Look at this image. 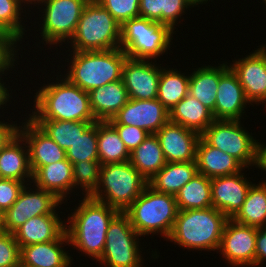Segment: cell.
I'll return each mask as SVG.
<instances>
[{
	"label": "cell",
	"instance_id": "1",
	"mask_svg": "<svg viewBox=\"0 0 266 267\" xmlns=\"http://www.w3.org/2000/svg\"><path fill=\"white\" fill-rule=\"evenodd\" d=\"M57 66L56 72L55 69L54 71L51 69L50 75L41 69V72L43 71L42 76L45 74L46 78L50 77L52 73L57 74L50 79L48 78L49 81L46 79L47 83L42 81L44 83L38 87L39 89L32 90L35 91L34 95L29 97V101L30 98H33L34 103L31 106L32 109L30 108L32 113L28 111L27 114L24 111L25 114L31 120L97 122L90 108L89 93L61 75V65L57 64ZM58 70L59 72H57Z\"/></svg>",
	"mask_w": 266,
	"mask_h": 267
},
{
	"label": "cell",
	"instance_id": "42",
	"mask_svg": "<svg viewBox=\"0 0 266 267\" xmlns=\"http://www.w3.org/2000/svg\"><path fill=\"white\" fill-rule=\"evenodd\" d=\"M0 267H20V247L13 233L0 231Z\"/></svg>",
	"mask_w": 266,
	"mask_h": 267
},
{
	"label": "cell",
	"instance_id": "46",
	"mask_svg": "<svg viewBox=\"0 0 266 267\" xmlns=\"http://www.w3.org/2000/svg\"><path fill=\"white\" fill-rule=\"evenodd\" d=\"M11 114L8 116L7 119H3L0 117V150L11 140L19 131V124L15 120V118H9ZM10 119V120H9ZM14 119L15 121H12ZM8 121V122H7ZM12 121V122H11ZM16 122V123H15Z\"/></svg>",
	"mask_w": 266,
	"mask_h": 267
},
{
	"label": "cell",
	"instance_id": "11",
	"mask_svg": "<svg viewBox=\"0 0 266 267\" xmlns=\"http://www.w3.org/2000/svg\"><path fill=\"white\" fill-rule=\"evenodd\" d=\"M242 120H214L201 137L210 145L233 156L245 168L253 169L255 163V135L247 130Z\"/></svg>",
	"mask_w": 266,
	"mask_h": 267
},
{
	"label": "cell",
	"instance_id": "17",
	"mask_svg": "<svg viewBox=\"0 0 266 267\" xmlns=\"http://www.w3.org/2000/svg\"><path fill=\"white\" fill-rule=\"evenodd\" d=\"M19 125L18 133L24 138L29 153V163L34 174L40 167L66 160V151L59 147L27 115Z\"/></svg>",
	"mask_w": 266,
	"mask_h": 267
},
{
	"label": "cell",
	"instance_id": "27",
	"mask_svg": "<svg viewBox=\"0 0 266 267\" xmlns=\"http://www.w3.org/2000/svg\"><path fill=\"white\" fill-rule=\"evenodd\" d=\"M196 163L198 173L208 178L234 175L245 168L233 156L210 146L202 137L197 144Z\"/></svg>",
	"mask_w": 266,
	"mask_h": 267
},
{
	"label": "cell",
	"instance_id": "51",
	"mask_svg": "<svg viewBox=\"0 0 266 267\" xmlns=\"http://www.w3.org/2000/svg\"><path fill=\"white\" fill-rule=\"evenodd\" d=\"M193 1L198 5V9H199V6H200V5H202V4H203V5H204V4L206 5V3H207L208 1H209V2L211 1V2H212L213 0H193Z\"/></svg>",
	"mask_w": 266,
	"mask_h": 267
},
{
	"label": "cell",
	"instance_id": "9",
	"mask_svg": "<svg viewBox=\"0 0 266 267\" xmlns=\"http://www.w3.org/2000/svg\"><path fill=\"white\" fill-rule=\"evenodd\" d=\"M148 181L129 161L101 166L99 184L90 195L118 212H125L143 192Z\"/></svg>",
	"mask_w": 266,
	"mask_h": 267
},
{
	"label": "cell",
	"instance_id": "48",
	"mask_svg": "<svg viewBox=\"0 0 266 267\" xmlns=\"http://www.w3.org/2000/svg\"><path fill=\"white\" fill-rule=\"evenodd\" d=\"M4 76H7V75H0V109L2 110V112H0V117L2 116L3 118L5 116L4 114L8 112V111L4 112L5 109L3 108H9L8 106L12 103L11 99L14 100L13 98L14 94L12 93V91L14 92L16 91L15 89L14 90L11 89L12 86H10L9 84H6V81H9V80L7 77H4ZM3 79H5V82Z\"/></svg>",
	"mask_w": 266,
	"mask_h": 267
},
{
	"label": "cell",
	"instance_id": "15",
	"mask_svg": "<svg viewBox=\"0 0 266 267\" xmlns=\"http://www.w3.org/2000/svg\"><path fill=\"white\" fill-rule=\"evenodd\" d=\"M169 121V111L156 98L129 99L108 122L111 125H129L156 134Z\"/></svg>",
	"mask_w": 266,
	"mask_h": 267
},
{
	"label": "cell",
	"instance_id": "22",
	"mask_svg": "<svg viewBox=\"0 0 266 267\" xmlns=\"http://www.w3.org/2000/svg\"><path fill=\"white\" fill-rule=\"evenodd\" d=\"M60 217L59 214H45L27 220L13 232L19 247L58 239L66 231V219Z\"/></svg>",
	"mask_w": 266,
	"mask_h": 267
},
{
	"label": "cell",
	"instance_id": "36",
	"mask_svg": "<svg viewBox=\"0 0 266 267\" xmlns=\"http://www.w3.org/2000/svg\"><path fill=\"white\" fill-rule=\"evenodd\" d=\"M59 147L67 151L72 144L95 122L32 120Z\"/></svg>",
	"mask_w": 266,
	"mask_h": 267
},
{
	"label": "cell",
	"instance_id": "29",
	"mask_svg": "<svg viewBox=\"0 0 266 267\" xmlns=\"http://www.w3.org/2000/svg\"><path fill=\"white\" fill-rule=\"evenodd\" d=\"M212 112L199 100L187 95L169 111V121L201 134L214 121Z\"/></svg>",
	"mask_w": 266,
	"mask_h": 267
},
{
	"label": "cell",
	"instance_id": "50",
	"mask_svg": "<svg viewBox=\"0 0 266 267\" xmlns=\"http://www.w3.org/2000/svg\"><path fill=\"white\" fill-rule=\"evenodd\" d=\"M29 7H31V9H33L32 8V5L34 6L38 1H40V0H23ZM31 5V6H30Z\"/></svg>",
	"mask_w": 266,
	"mask_h": 267
},
{
	"label": "cell",
	"instance_id": "19",
	"mask_svg": "<svg viewBox=\"0 0 266 267\" xmlns=\"http://www.w3.org/2000/svg\"><path fill=\"white\" fill-rule=\"evenodd\" d=\"M166 162L196 161L198 132L168 121L157 133Z\"/></svg>",
	"mask_w": 266,
	"mask_h": 267
},
{
	"label": "cell",
	"instance_id": "4",
	"mask_svg": "<svg viewBox=\"0 0 266 267\" xmlns=\"http://www.w3.org/2000/svg\"><path fill=\"white\" fill-rule=\"evenodd\" d=\"M228 218L216 208L178 210L171 235L166 240L191 251H218Z\"/></svg>",
	"mask_w": 266,
	"mask_h": 267
},
{
	"label": "cell",
	"instance_id": "26",
	"mask_svg": "<svg viewBox=\"0 0 266 267\" xmlns=\"http://www.w3.org/2000/svg\"><path fill=\"white\" fill-rule=\"evenodd\" d=\"M90 108L97 122L111 120L129 100L123 80L107 83L91 90Z\"/></svg>",
	"mask_w": 266,
	"mask_h": 267
},
{
	"label": "cell",
	"instance_id": "37",
	"mask_svg": "<svg viewBox=\"0 0 266 267\" xmlns=\"http://www.w3.org/2000/svg\"><path fill=\"white\" fill-rule=\"evenodd\" d=\"M68 161H98V122L93 123L66 151Z\"/></svg>",
	"mask_w": 266,
	"mask_h": 267
},
{
	"label": "cell",
	"instance_id": "25",
	"mask_svg": "<svg viewBox=\"0 0 266 267\" xmlns=\"http://www.w3.org/2000/svg\"><path fill=\"white\" fill-rule=\"evenodd\" d=\"M222 63V64H221ZM221 63L203 64L190 72L188 94L199 100L213 114L220 77L230 68L225 60Z\"/></svg>",
	"mask_w": 266,
	"mask_h": 267
},
{
	"label": "cell",
	"instance_id": "5",
	"mask_svg": "<svg viewBox=\"0 0 266 267\" xmlns=\"http://www.w3.org/2000/svg\"><path fill=\"white\" fill-rule=\"evenodd\" d=\"M89 2V0H40L38 1L33 8L39 9V14L37 21H31V25L34 26L36 23L40 24L38 25L40 28H38L40 33L36 34L34 37L39 41L35 42L31 49L36 48L39 49V51L44 50V47L40 46L41 43L46 45H49V50H52L53 47L56 51H58L56 48L59 46L60 51L57 52L59 56H63L64 53L61 52L63 45L67 44L70 39L74 36L79 19L81 17V14L83 12L84 7ZM38 5V6H37ZM37 8H36V7ZM41 6V7H40ZM41 16V17H40ZM33 22V23H32ZM37 35L42 38L41 40ZM38 43V44H36ZM65 43V44H64ZM36 45V47H35ZM55 45V46H54ZM39 47V48H37ZM41 47V48H40ZM43 48V49H42ZM41 49V50H40ZM61 53V54H60Z\"/></svg>",
	"mask_w": 266,
	"mask_h": 267
},
{
	"label": "cell",
	"instance_id": "10",
	"mask_svg": "<svg viewBox=\"0 0 266 267\" xmlns=\"http://www.w3.org/2000/svg\"><path fill=\"white\" fill-rule=\"evenodd\" d=\"M143 239L132 227L128 215L119 212L109 224L98 264L102 267H144V247L140 242Z\"/></svg>",
	"mask_w": 266,
	"mask_h": 267
},
{
	"label": "cell",
	"instance_id": "44",
	"mask_svg": "<svg viewBox=\"0 0 266 267\" xmlns=\"http://www.w3.org/2000/svg\"><path fill=\"white\" fill-rule=\"evenodd\" d=\"M118 132L120 139L126 149L131 153L136 149L150 134L135 126L129 125H112Z\"/></svg>",
	"mask_w": 266,
	"mask_h": 267
},
{
	"label": "cell",
	"instance_id": "45",
	"mask_svg": "<svg viewBox=\"0 0 266 267\" xmlns=\"http://www.w3.org/2000/svg\"><path fill=\"white\" fill-rule=\"evenodd\" d=\"M140 17L161 23L162 0H139Z\"/></svg>",
	"mask_w": 266,
	"mask_h": 267
},
{
	"label": "cell",
	"instance_id": "28",
	"mask_svg": "<svg viewBox=\"0 0 266 267\" xmlns=\"http://www.w3.org/2000/svg\"><path fill=\"white\" fill-rule=\"evenodd\" d=\"M198 173L196 161L166 162L148 185L155 191L175 196Z\"/></svg>",
	"mask_w": 266,
	"mask_h": 267
},
{
	"label": "cell",
	"instance_id": "33",
	"mask_svg": "<svg viewBox=\"0 0 266 267\" xmlns=\"http://www.w3.org/2000/svg\"><path fill=\"white\" fill-rule=\"evenodd\" d=\"M178 210L206 209L212 207L211 178L197 173L175 195Z\"/></svg>",
	"mask_w": 266,
	"mask_h": 267
},
{
	"label": "cell",
	"instance_id": "2",
	"mask_svg": "<svg viewBox=\"0 0 266 267\" xmlns=\"http://www.w3.org/2000/svg\"><path fill=\"white\" fill-rule=\"evenodd\" d=\"M79 199L78 205L69 210L72 212L66 219V232L72 250L96 260L97 265L105 247L109 224L119 212L90 196H80Z\"/></svg>",
	"mask_w": 266,
	"mask_h": 267
},
{
	"label": "cell",
	"instance_id": "52",
	"mask_svg": "<svg viewBox=\"0 0 266 267\" xmlns=\"http://www.w3.org/2000/svg\"><path fill=\"white\" fill-rule=\"evenodd\" d=\"M0 231H2V214L0 212Z\"/></svg>",
	"mask_w": 266,
	"mask_h": 267
},
{
	"label": "cell",
	"instance_id": "53",
	"mask_svg": "<svg viewBox=\"0 0 266 267\" xmlns=\"http://www.w3.org/2000/svg\"><path fill=\"white\" fill-rule=\"evenodd\" d=\"M262 3L265 5L264 6V8H265L264 11H266V0H262V2L260 4H262Z\"/></svg>",
	"mask_w": 266,
	"mask_h": 267
},
{
	"label": "cell",
	"instance_id": "14",
	"mask_svg": "<svg viewBox=\"0 0 266 267\" xmlns=\"http://www.w3.org/2000/svg\"><path fill=\"white\" fill-rule=\"evenodd\" d=\"M257 228L228 219L224 225L217 254L230 267H255Z\"/></svg>",
	"mask_w": 266,
	"mask_h": 267
},
{
	"label": "cell",
	"instance_id": "40",
	"mask_svg": "<svg viewBox=\"0 0 266 267\" xmlns=\"http://www.w3.org/2000/svg\"><path fill=\"white\" fill-rule=\"evenodd\" d=\"M196 6L198 7L193 0H162L161 24L168 25L176 32V27L184 19L182 16Z\"/></svg>",
	"mask_w": 266,
	"mask_h": 267
},
{
	"label": "cell",
	"instance_id": "20",
	"mask_svg": "<svg viewBox=\"0 0 266 267\" xmlns=\"http://www.w3.org/2000/svg\"><path fill=\"white\" fill-rule=\"evenodd\" d=\"M251 103L245 96L244 89L237 75L229 68L221 77L217 87L214 119L242 120L247 116L246 109Z\"/></svg>",
	"mask_w": 266,
	"mask_h": 267
},
{
	"label": "cell",
	"instance_id": "38",
	"mask_svg": "<svg viewBox=\"0 0 266 267\" xmlns=\"http://www.w3.org/2000/svg\"><path fill=\"white\" fill-rule=\"evenodd\" d=\"M101 163L99 161H80L73 165V194L90 196L99 184ZM78 194H75V190ZM82 192V193H81ZM80 193V195H79Z\"/></svg>",
	"mask_w": 266,
	"mask_h": 267
},
{
	"label": "cell",
	"instance_id": "39",
	"mask_svg": "<svg viewBox=\"0 0 266 267\" xmlns=\"http://www.w3.org/2000/svg\"><path fill=\"white\" fill-rule=\"evenodd\" d=\"M21 42L11 34H0V75L16 73L17 62L23 58V46ZM22 47V48H21ZM21 50V51H20ZM21 52L22 54H20ZM19 54L21 57H19ZM16 64V65H15ZM14 70V71H12ZM12 71V72H11Z\"/></svg>",
	"mask_w": 266,
	"mask_h": 267
},
{
	"label": "cell",
	"instance_id": "21",
	"mask_svg": "<svg viewBox=\"0 0 266 267\" xmlns=\"http://www.w3.org/2000/svg\"><path fill=\"white\" fill-rule=\"evenodd\" d=\"M70 246L67 232L46 243L20 247V267H71L74 259L64 247Z\"/></svg>",
	"mask_w": 266,
	"mask_h": 267
},
{
	"label": "cell",
	"instance_id": "23",
	"mask_svg": "<svg viewBox=\"0 0 266 267\" xmlns=\"http://www.w3.org/2000/svg\"><path fill=\"white\" fill-rule=\"evenodd\" d=\"M32 183L53 193L66 206L73 193V165L66 160L40 167L32 177ZM66 203V204H65Z\"/></svg>",
	"mask_w": 266,
	"mask_h": 267
},
{
	"label": "cell",
	"instance_id": "35",
	"mask_svg": "<svg viewBox=\"0 0 266 267\" xmlns=\"http://www.w3.org/2000/svg\"><path fill=\"white\" fill-rule=\"evenodd\" d=\"M130 153L116 129L107 122H98V161L101 165L129 161Z\"/></svg>",
	"mask_w": 266,
	"mask_h": 267
},
{
	"label": "cell",
	"instance_id": "31",
	"mask_svg": "<svg viewBox=\"0 0 266 267\" xmlns=\"http://www.w3.org/2000/svg\"><path fill=\"white\" fill-rule=\"evenodd\" d=\"M129 162L147 181L165 166L166 160L156 134H150L130 153Z\"/></svg>",
	"mask_w": 266,
	"mask_h": 267
},
{
	"label": "cell",
	"instance_id": "43",
	"mask_svg": "<svg viewBox=\"0 0 266 267\" xmlns=\"http://www.w3.org/2000/svg\"><path fill=\"white\" fill-rule=\"evenodd\" d=\"M26 184L14 179L0 178V212H6L17 200Z\"/></svg>",
	"mask_w": 266,
	"mask_h": 267
},
{
	"label": "cell",
	"instance_id": "7",
	"mask_svg": "<svg viewBox=\"0 0 266 267\" xmlns=\"http://www.w3.org/2000/svg\"><path fill=\"white\" fill-rule=\"evenodd\" d=\"M120 38L121 24L96 0H89L74 36L62 48L69 51L112 50L120 48Z\"/></svg>",
	"mask_w": 266,
	"mask_h": 267
},
{
	"label": "cell",
	"instance_id": "12",
	"mask_svg": "<svg viewBox=\"0 0 266 267\" xmlns=\"http://www.w3.org/2000/svg\"><path fill=\"white\" fill-rule=\"evenodd\" d=\"M64 204L53 193L26 184L13 205L2 214V231L13 233L32 217L45 214H58ZM60 205V206H59Z\"/></svg>",
	"mask_w": 266,
	"mask_h": 267
},
{
	"label": "cell",
	"instance_id": "30",
	"mask_svg": "<svg viewBox=\"0 0 266 267\" xmlns=\"http://www.w3.org/2000/svg\"><path fill=\"white\" fill-rule=\"evenodd\" d=\"M257 183L251 185L245 202L231 219L238 224L259 229L266 227V180Z\"/></svg>",
	"mask_w": 266,
	"mask_h": 267
},
{
	"label": "cell",
	"instance_id": "47",
	"mask_svg": "<svg viewBox=\"0 0 266 267\" xmlns=\"http://www.w3.org/2000/svg\"><path fill=\"white\" fill-rule=\"evenodd\" d=\"M266 263V227L257 229L255 267Z\"/></svg>",
	"mask_w": 266,
	"mask_h": 267
},
{
	"label": "cell",
	"instance_id": "13",
	"mask_svg": "<svg viewBox=\"0 0 266 267\" xmlns=\"http://www.w3.org/2000/svg\"><path fill=\"white\" fill-rule=\"evenodd\" d=\"M256 47L259 48L244 57H235L228 64L237 75L252 107L262 104L266 108V43Z\"/></svg>",
	"mask_w": 266,
	"mask_h": 267
},
{
	"label": "cell",
	"instance_id": "41",
	"mask_svg": "<svg viewBox=\"0 0 266 267\" xmlns=\"http://www.w3.org/2000/svg\"><path fill=\"white\" fill-rule=\"evenodd\" d=\"M121 25L132 18L139 17V0H96Z\"/></svg>",
	"mask_w": 266,
	"mask_h": 267
},
{
	"label": "cell",
	"instance_id": "49",
	"mask_svg": "<svg viewBox=\"0 0 266 267\" xmlns=\"http://www.w3.org/2000/svg\"><path fill=\"white\" fill-rule=\"evenodd\" d=\"M260 141V142H259ZM253 168L261 170V173L266 174V143L257 139L256 143V154H255V163Z\"/></svg>",
	"mask_w": 266,
	"mask_h": 267
},
{
	"label": "cell",
	"instance_id": "24",
	"mask_svg": "<svg viewBox=\"0 0 266 267\" xmlns=\"http://www.w3.org/2000/svg\"><path fill=\"white\" fill-rule=\"evenodd\" d=\"M32 177L27 144L17 133L0 150V178L14 179L29 184L32 183Z\"/></svg>",
	"mask_w": 266,
	"mask_h": 267
},
{
	"label": "cell",
	"instance_id": "18",
	"mask_svg": "<svg viewBox=\"0 0 266 267\" xmlns=\"http://www.w3.org/2000/svg\"><path fill=\"white\" fill-rule=\"evenodd\" d=\"M246 169L234 175L211 178L213 207L228 219H231L242 207L248 190L254 183L249 179L250 177H246L247 174L244 173Z\"/></svg>",
	"mask_w": 266,
	"mask_h": 267
},
{
	"label": "cell",
	"instance_id": "54",
	"mask_svg": "<svg viewBox=\"0 0 266 267\" xmlns=\"http://www.w3.org/2000/svg\"><path fill=\"white\" fill-rule=\"evenodd\" d=\"M0 34H9L8 32H5L3 31L1 28H0Z\"/></svg>",
	"mask_w": 266,
	"mask_h": 267
},
{
	"label": "cell",
	"instance_id": "16",
	"mask_svg": "<svg viewBox=\"0 0 266 267\" xmlns=\"http://www.w3.org/2000/svg\"><path fill=\"white\" fill-rule=\"evenodd\" d=\"M163 67V63L159 64L154 60L127 57L122 68V80L129 99H156Z\"/></svg>",
	"mask_w": 266,
	"mask_h": 267
},
{
	"label": "cell",
	"instance_id": "3",
	"mask_svg": "<svg viewBox=\"0 0 266 267\" xmlns=\"http://www.w3.org/2000/svg\"><path fill=\"white\" fill-rule=\"evenodd\" d=\"M65 53L68 55L65 57L64 54L62 57L65 64H61L64 70V74H61L86 92L121 80L123 64L128 57L121 48L96 51L67 50Z\"/></svg>",
	"mask_w": 266,
	"mask_h": 267
},
{
	"label": "cell",
	"instance_id": "8",
	"mask_svg": "<svg viewBox=\"0 0 266 267\" xmlns=\"http://www.w3.org/2000/svg\"><path fill=\"white\" fill-rule=\"evenodd\" d=\"M175 34L168 25L139 16L121 25L120 48L129 58L160 62L161 55L173 53Z\"/></svg>",
	"mask_w": 266,
	"mask_h": 267
},
{
	"label": "cell",
	"instance_id": "34",
	"mask_svg": "<svg viewBox=\"0 0 266 267\" xmlns=\"http://www.w3.org/2000/svg\"><path fill=\"white\" fill-rule=\"evenodd\" d=\"M30 12L35 15L23 0H0V28L22 43L28 35L25 32L29 30L31 32V29L26 27L27 24L25 25L28 21L26 19L32 20ZM22 16L26 18L24 19Z\"/></svg>",
	"mask_w": 266,
	"mask_h": 267
},
{
	"label": "cell",
	"instance_id": "32",
	"mask_svg": "<svg viewBox=\"0 0 266 267\" xmlns=\"http://www.w3.org/2000/svg\"><path fill=\"white\" fill-rule=\"evenodd\" d=\"M167 67L165 66L161 69L157 99L170 111L188 95L190 72L188 74L187 72L179 71L175 67Z\"/></svg>",
	"mask_w": 266,
	"mask_h": 267
},
{
	"label": "cell",
	"instance_id": "6",
	"mask_svg": "<svg viewBox=\"0 0 266 267\" xmlns=\"http://www.w3.org/2000/svg\"><path fill=\"white\" fill-rule=\"evenodd\" d=\"M125 213L142 238L160 235L167 240L172 233L178 207L175 196L160 193L147 185Z\"/></svg>",
	"mask_w": 266,
	"mask_h": 267
}]
</instances>
